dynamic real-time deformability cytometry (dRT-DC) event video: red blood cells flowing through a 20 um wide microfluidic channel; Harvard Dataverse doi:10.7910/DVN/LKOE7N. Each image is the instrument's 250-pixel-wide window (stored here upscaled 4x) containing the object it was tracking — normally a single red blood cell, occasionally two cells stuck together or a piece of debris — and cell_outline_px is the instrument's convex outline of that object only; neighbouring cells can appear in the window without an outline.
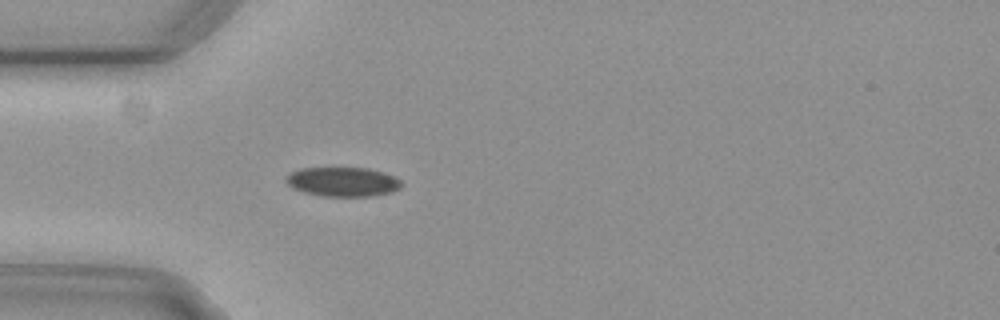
{"species": "common noctule bat (a hibernating species)", "species_latin": "Nyctalus noctula", "temperature_condition": "cold", "stored_images_in_passage": 47, "camera_frame_rate_fps": 3000, "um_per_image_px": 0.085, "animal": {"sex": "female", "body_mass_g": 29.2, "forearm_length_mm": 56.3}, "frame": {"image": 1, "passage_image": 8, "time_ms": 2.333, "image_size_px": [1000, 320], "cell_outline_px": [[400, 188], [392, 192], [372, 196], [320, 196], [304, 192], [292, 188], [284, 180], [284, 176], [300, 168], [368, 168], [384, 172], [400, 180]], "centroid_in_image_um": [29.09, 15.45], "position_along_channel_um": 55.9, "area_um2": 19.77}}
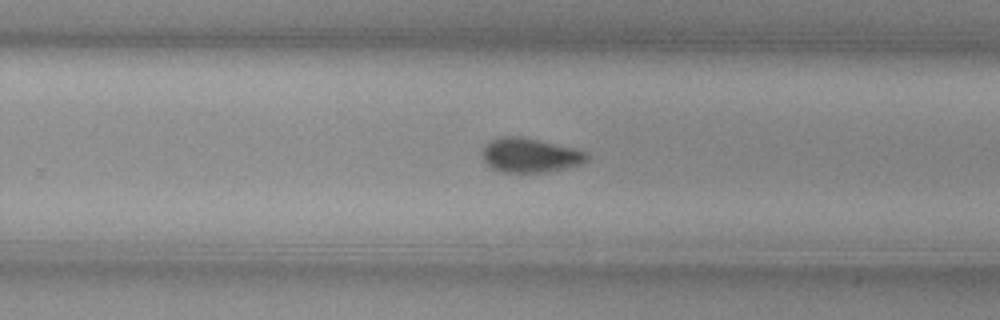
{"frame": {"image": 2, "passage_image": 27, "time_ms": 8.667, "image_size_px": [1000, 320], "cell_outline_px": [[588, 160], [580, 164], [548, 172], [500, 172], [492, 168], [480, 156], [480, 148], [488, 140], [500, 136], [520, 136], [572, 148], [584, 152], [588, 156]], "centroid_in_image_um": [44.94, 13.19], "position_along_channel_um": 284.9, "area_um2": 20.98}}
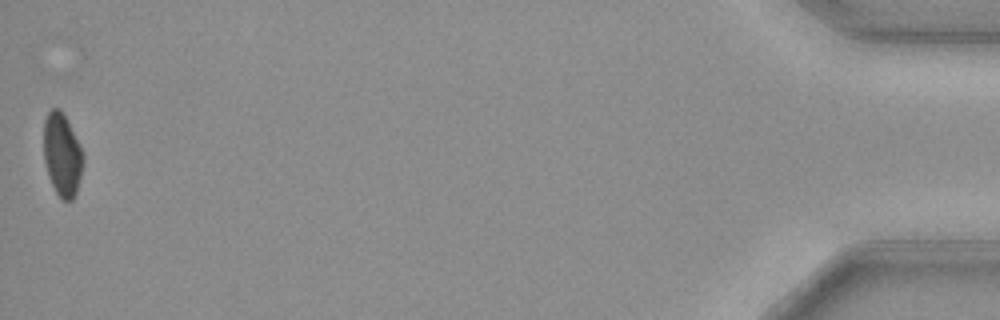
{"frame": {"image": 3, "passage_image": 47, "time_ms": 15.333, "image_size_px": [1000, 320], "cell_outline_px": [[84, 160], [76, 192], [72, 200], [60, 200], [48, 176], [44, 160], [44, 120], [48, 112], [52, 108], [60, 108], [84, 156]], "centroid_in_image_um": [5.26, 13.18], "position_along_channel_um": 429.9, "area_um2": 18.67}, "authors_computed_cell_mechanics": {"area_um2": 20.4034, "velocity_mm_per_s": 3.7127, "shape_relaxation_time_tau1_ms": 4.6952, "shape_relaxation_time_tau2_ms": null, "deformation_change_tau1": 0.0999, "deformation_change_tau2": null}}